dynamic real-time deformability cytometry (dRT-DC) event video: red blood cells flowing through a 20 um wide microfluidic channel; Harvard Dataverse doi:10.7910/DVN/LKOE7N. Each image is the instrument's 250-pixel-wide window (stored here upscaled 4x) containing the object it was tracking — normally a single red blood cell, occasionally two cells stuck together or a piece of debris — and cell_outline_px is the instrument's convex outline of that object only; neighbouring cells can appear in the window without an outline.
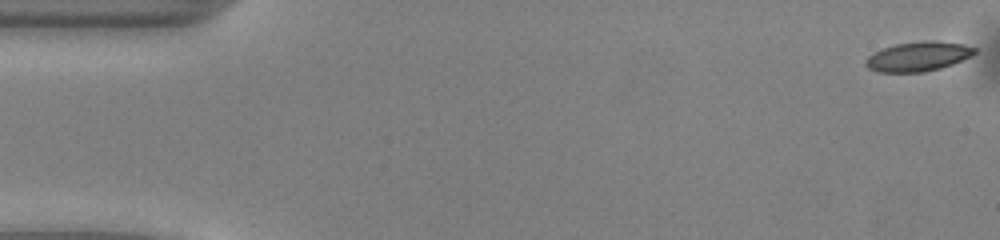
{"species": "common noctule bat (a hibernating species)", "species_latin": "Nyctalus noctula", "temperature_condition": "warm", "stored_images_in_passage": 50, "camera_frame_rate_fps": 3000, "um_per_image_px": 0.085, "animal": {"sex": "male", "body_mass_g": 13.0, "forearm_length_mm": 53.1}, "frame": {"image": 1, "passage_image": 1, "time_ms": 0.0, "image_size_px": [1000, 240], "cell_outline_px": [[976, 52], [952, 64], [940, 68], [924, 72], [876, 72], [868, 68], [864, 64], [864, 60], [868, 56], [884, 48], [896, 44], [924, 40], [932, 40], [964, 44], [976, 48]], "centroid_in_image_um": [78.01, 4.8], "position_along_channel_um": 7.0, "area_um2": 18.61}}
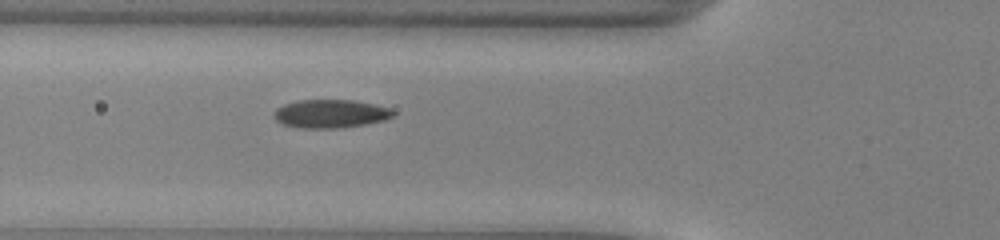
{"frame": {"image": 2, "passage_image": 18, "time_ms": 5.667, "image_size_px": [1000, 240], "cell_outline_px": [[396, 112], [392, 116], [384, 120], [364, 124], [336, 128], [300, 128], [284, 124], [276, 120], [276, 108], [284, 104], [300, 100], [352, 100], [376, 104], [388, 108]], "centroid_in_image_um": [28.11, 9.66], "position_along_channel_um": 97.7, "area_um2": 19.42}}
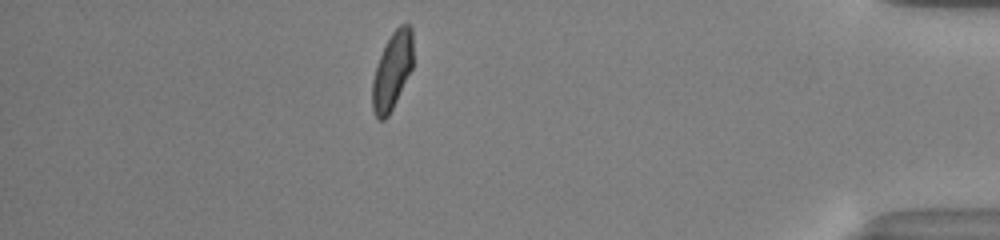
{"frame": {"image": 3, "passage_image": 44, "time_ms": 14.333, "image_size_px": [1000, 240], "cell_outline_px": [[412, 68], [388, 116], [384, 120], [380, 120], [376, 116], [372, 108], [372, 80], [380, 56], [392, 32], [400, 24], [408, 24], [412, 28]], "centroid_in_image_um": [33.33, 6.02], "position_along_channel_um": 401.9, "area_um2": 17.98}, "authors_computed_cell_mechanics": {"area_um2": 19.1318, "velocity_mm_per_s": 4.071, "shape_relaxation_time_tau1_ms": 4.2999, "shape_relaxation_time_tau2_ms": 0.5965, "deformation_change_tau1": 0.1203, "deformation_change_tau2": 0.0524}}